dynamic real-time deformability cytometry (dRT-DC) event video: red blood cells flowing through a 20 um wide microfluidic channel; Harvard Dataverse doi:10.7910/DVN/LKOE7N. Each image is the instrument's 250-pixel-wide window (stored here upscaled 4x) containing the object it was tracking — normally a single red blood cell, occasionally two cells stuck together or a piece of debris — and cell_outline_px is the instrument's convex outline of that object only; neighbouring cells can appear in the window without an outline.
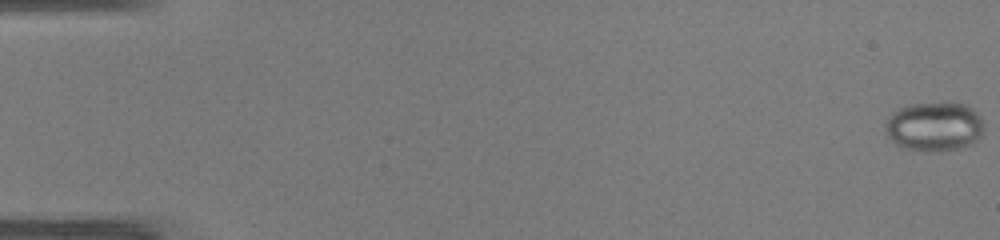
{"species": "common noctule bat (a hibernating species)", "species_latin": "Nyctalus noctula", "temperature_condition": "warm", "stored_images_in_passage": 49, "camera_frame_rate_fps": 3000, "um_per_image_px": 0.085, "animal": {"sex": "male", "body_mass_g": 19.0, "forearm_length_mm": 50.8}, "frame": {"image": 1, "passage_image": 1, "time_ms": 0.0, "image_size_px": [1000, 240], "cell_outline_px": [[984, 124], [980, 136], [972, 144], [960, 148], [928, 152], [908, 148], [896, 144], [888, 136], [884, 128], [884, 124], [892, 112], [900, 108], [912, 104], [968, 104], [980, 116]], "centroid_in_image_um": [79.41, 10.77], "position_along_channel_um": 5.6, "area_um2": 27.98}}
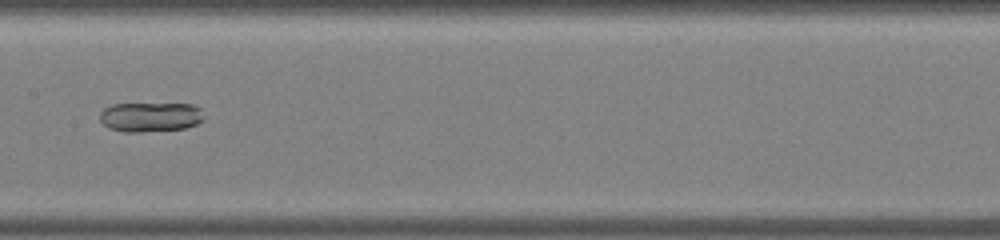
{"frame": {"image": 2, "passage_image": 26, "time_ms": 8.333, "image_size_px": [1000, 240], "cell_outline_px": [[200, 120], [196, 124], [184, 128], [140, 132], [124, 132], [108, 128], [100, 120], [100, 112], [104, 108], [112, 104], [192, 104], [200, 108]], "centroid_in_image_um": [12.7, 9.94], "position_along_channel_um": 194.7, "area_um2": 17.69}}
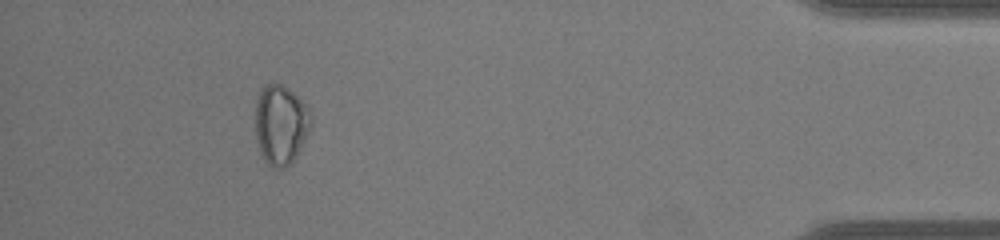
{"frame": {"image": 3, "passage_image": 45, "time_ms": 14.667, "image_size_px": [1000, 240], "cell_outline_px": [[312, 124], [292, 164], [284, 168], [272, 168], [264, 160], [260, 152], [256, 136], [256, 100], [260, 88], [268, 84], [280, 84], [292, 92], [312, 108]], "centroid_in_image_um": [23.88, 10.6], "position_along_channel_um": 411.3, "area_um2": 26.07}}